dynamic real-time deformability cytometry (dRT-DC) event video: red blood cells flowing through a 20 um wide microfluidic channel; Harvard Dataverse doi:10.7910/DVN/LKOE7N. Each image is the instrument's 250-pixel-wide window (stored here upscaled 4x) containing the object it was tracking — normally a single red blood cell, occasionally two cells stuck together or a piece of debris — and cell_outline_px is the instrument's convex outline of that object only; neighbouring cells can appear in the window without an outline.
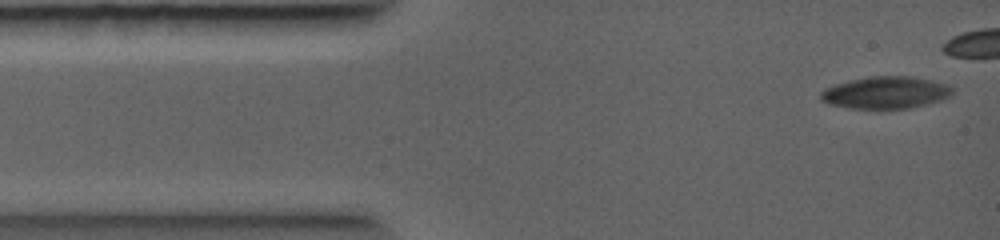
{"species": "common noctule bat (a hibernating species)", "species_latin": "Nyctalus noctula", "temperature_condition": "warm", "stored_images_in_passage": 9, "camera_frame_rate_fps": 5000, "um_per_image_px": 0.085, "animal": {"sex": "female", "body_mass_g": 19.0, "forearm_length_mm": 56.7}, "frame": {"image": 1, "passage_image": 1, "time_ms": 0.0, "image_size_px": [1000, 240], "cell_outline_px": [[952, 92], [948, 96], [940, 100], [928, 104], [912, 108], [880, 112], [848, 108], [828, 104], [820, 100], [820, 92], [824, 88], [848, 80], [872, 76], [912, 76], [932, 80], [948, 84], [952, 88]], "centroid_in_image_um": [75.24, 7.91], "position_along_channel_um": 9.8, "area_um2": 25.66}}
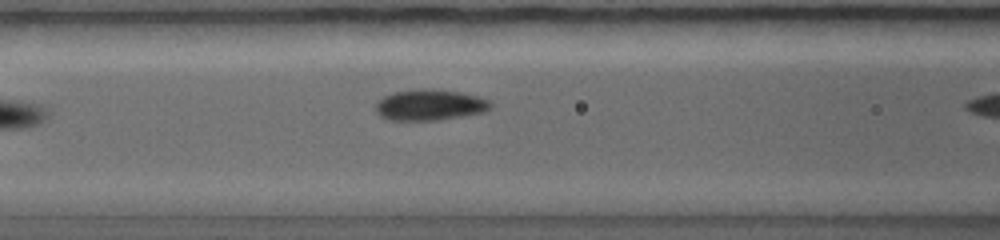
{"frame": {"image": 2, "passage_image": 9, "time_ms": 3.8, "image_size_px": [1000, 240], "cell_outline_px": [[492, 108], [484, 112], [436, 120], [388, 120], [380, 116], [376, 112], [376, 100], [392, 92], [420, 88], [428, 88], [460, 92], [492, 100]], "centroid_in_image_um": [36.52, 8.91], "position_along_channel_um": 130.1, "area_um2": 20.92}}